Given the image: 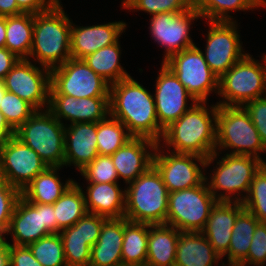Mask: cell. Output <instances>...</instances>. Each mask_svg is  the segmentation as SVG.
Instances as JSON below:
<instances>
[{
  "instance_id": "6da1fadb",
  "label": "cell",
  "mask_w": 266,
  "mask_h": 266,
  "mask_svg": "<svg viewBox=\"0 0 266 266\" xmlns=\"http://www.w3.org/2000/svg\"><path fill=\"white\" fill-rule=\"evenodd\" d=\"M110 117L119 120L132 137L160 144L164 129L159 125L153 95L131 76L110 85Z\"/></svg>"
},
{
  "instance_id": "7a4b0ae2",
  "label": "cell",
  "mask_w": 266,
  "mask_h": 266,
  "mask_svg": "<svg viewBox=\"0 0 266 266\" xmlns=\"http://www.w3.org/2000/svg\"><path fill=\"white\" fill-rule=\"evenodd\" d=\"M217 109V104L209 110L206 102H192L188 111L164 129L161 142L163 140L169 150L172 146L173 153L209 158L216 147Z\"/></svg>"
},
{
  "instance_id": "3957f363",
  "label": "cell",
  "mask_w": 266,
  "mask_h": 266,
  "mask_svg": "<svg viewBox=\"0 0 266 266\" xmlns=\"http://www.w3.org/2000/svg\"><path fill=\"white\" fill-rule=\"evenodd\" d=\"M61 5L58 1L51 9L34 14L33 44L28 59L35 58L33 61L50 70L71 58L72 20Z\"/></svg>"
},
{
  "instance_id": "277c9868",
  "label": "cell",
  "mask_w": 266,
  "mask_h": 266,
  "mask_svg": "<svg viewBox=\"0 0 266 266\" xmlns=\"http://www.w3.org/2000/svg\"><path fill=\"white\" fill-rule=\"evenodd\" d=\"M128 184L124 217L132 222L166 224L169 192L157 169L152 165Z\"/></svg>"
},
{
  "instance_id": "5b68a950",
  "label": "cell",
  "mask_w": 266,
  "mask_h": 266,
  "mask_svg": "<svg viewBox=\"0 0 266 266\" xmlns=\"http://www.w3.org/2000/svg\"><path fill=\"white\" fill-rule=\"evenodd\" d=\"M226 148L233 149L227 154L250 155L264 161L260 154L266 153V148L249 113L242 106H218L215 152Z\"/></svg>"
},
{
  "instance_id": "8992f818",
  "label": "cell",
  "mask_w": 266,
  "mask_h": 266,
  "mask_svg": "<svg viewBox=\"0 0 266 266\" xmlns=\"http://www.w3.org/2000/svg\"><path fill=\"white\" fill-rule=\"evenodd\" d=\"M48 109L36 110L15 136L32 148L48 167L65 164V126Z\"/></svg>"
},
{
  "instance_id": "52a82bcc",
  "label": "cell",
  "mask_w": 266,
  "mask_h": 266,
  "mask_svg": "<svg viewBox=\"0 0 266 266\" xmlns=\"http://www.w3.org/2000/svg\"><path fill=\"white\" fill-rule=\"evenodd\" d=\"M209 178L198 186L170 192L168 194V210L166 224L175 227L180 232H201L216 198L206 184Z\"/></svg>"
},
{
  "instance_id": "ba28073f",
  "label": "cell",
  "mask_w": 266,
  "mask_h": 266,
  "mask_svg": "<svg viewBox=\"0 0 266 266\" xmlns=\"http://www.w3.org/2000/svg\"><path fill=\"white\" fill-rule=\"evenodd\" d=\"M218 95L225 99L217 102L218 106L242 107L266 96L262 62L247 53L219 78Z\"/></svg>"
},
{
  "instance_id": "9c48e42d",
  "label": "cell",
  "mask_w": 266,
  "mask_h": 266,
  "mask_svg": "<svg viewBox=\"0 0 266 266\" xmlns=\"http://www.w3.org/2000/svg\"><path fill=\"white\" fill-rule=\"evenodd\" d=\"M225 155L217 162L218 167L212 170L213 174H210L211 178L207 183L209 191L217 201L242 202L249 191L255 173L263 165V161L250 155ZM220 190L223 193L218 194ZM243 192L246 193L242 197L240 194ZM232 194L237 196L234 198Z\"/></svg>"
},
{
  "instance_id": "30bf717a",
  "label": "cell",
  "mask_w": 266,
  "mask_h": 266,
  "mask_svg": "<svg viewBox=\"0 0 266 266\" xmlns=\"http://www.w3.org/2000/svg\"><path fill=\"white\" fill-rule=\"evenodd\" d=\"M159 145L161 144H157L154 151L153 166L160 173L169 193L200 185L206 176L203 174V167H209L219 154L215 152L207 159L197 154L169 152L165 155L161 152L162 146Z\"/></svg>"
},
{
  "instance_id": "8fae6325",
  "label": "cell",
  "mask_w": 266,
  "mask_h": 266,
  "mask_svg": "<svg viewBox=\"0 0 266 266\" xmlns=\"http://www.w3.org/2000/svg\"><path fill=\"white\" fill-rule=\"evenodd\" d=\"M110 84L95 73L83 59L70 58L51 69L49 94L74 98L109 97Z\"/></svg>"
},
{
  "instance_id": "7c38bea8",
  "label": "cell",
  "mask_w": 266,
  "mask_h": 266,
  "mask_svg": "<svg viewBox=\"0 0 266 266\" xmlns=\"http://www.w3.org/2000/svg\"><path fill=\"white\" fill-rule=\"evenodd\" d=\"M164 64L178 77L196 102H206L211 92L218 94L219 78L205 61L203 51L194 45L172 55Z\"/></svg>"
},
{
  "instance_id": "4fadbf2b",
  "label": "cell",
  "mask_w": 266,
  "mask_h": 266,
  "mask_svg": "<svg viewBox=\"0 0 266 266\" xmlns=\"http://www.w3.org/2000/svg\"><path fill=\"white\" fill-rule=\"evenodd\" d=\"M8 233L12 245H25L57 233V219L53 204L30 203L20 197L11 216Z\"/></svg>"
},
{
  "instance_id": "5bb4252c",
  "label": "cell",
  "mask_w": 266,
  "mask_h": 266,
  "mask_svg": "<svg viewBox=\"0 0 266 266\" xmlns=\"http://www.w3.org/2000/svg\"><path fill=\"white\" fill-rule=\"evenodd\" d=\"M47 168L39 155L15 135L0 146V180L20 192Z\"/></svg>"
},
{
  "instance_id": "9a60e30c",
  "label": "cell",
  "mask_w": 266,
  "mask_h": 266,
  "mask_svg": "<svg viewBox=\"0 0 266 266\" xmlns=\"http://www.w3.org/2000/svg\"><path fill=\"white\" fill-rule=\"evenodd\" d=\"M209 27L203 55L211 71L220 78L246 53L239 39L236 20L209 21Z\"/></svg>"
},
{
  "instance_id": "2e32d148",
  "label": "cell",
  "mask_w": 266,
  "mask_h": 266,
  "mask_svg": "<svg viewBox=\"0 0 266 266\" xmlns=\"http://www.w3.org/2000/svg\"><path fill=\"white\" fill-rule=\"evenodd\" d=\"M31 63L29 59H19L3 79L8 92L28 102L35 110L46 109L49 105L51 70Z\"/></svg>"
},
{
  "instance_id": "e0dca14e",
  "label": "cell",
  "mask_w": 266,
  "mask_h": 266,
  "mask_svg": "<svg viewBox=\"0 0 266 266\" xmlns=\"http://www.w3.org/2000/svg\"><path fill=\"white\" fill-rule=\"evenodd\" d=\"M198 18L201 19V15L193 5L183 12L152 15L149 27L152 39L166 49L162 63L172 55L195 45L189 36V30L191 22Z\"/></svg>"
},
{
  "instance_id": "ac0fdd59",
  "label": "cell",
  "mask_w": 266,
  "mask_h": 266,
  "mask_svg": "<svg viewBox=\"0 0 266 266\" xmlns=\"http://www.w3.org/2000/svg\"><path fill=\"white\" fill-rule=\"evenodd\" d=\"M154 102L159 125L165 129L179 119L191 107L187 100L196 102L179 81L174 72L164 63L155 84Z\"/></svg>"
},
{
  "instance_id": "d6986e66",
  "label": "cell",
  "mask_w": 266,
  "mask_h": 266,
  "mask_svg": "<svg viewBox=\"0 0 266 266\" xmlns=\"http://www.w3.org/2000/svg\"><path fill=\"white\" fill-rule=\"evenodd\" d=\"M61 123L62 119L71 124L99 122L110 118L109 97L74 98L64 94H49L47 108Z\"/></svg>"
},
{
  "instance_id": "ffe728a7",
  "label": "cell",
  "mask_w": 266,
  "mask_h": 266,
  "mask_svg": "<svg viewBox=\"0 0 266 266\" xmlns=\"http://www.w3.org/2000/svg\"><path fill=\"white\" fill-rule=\"evenodd\" d=\"M157 144L155 141L144 137L129 139L111 155L118 177L125 180L128 185L129 182L145 173L153 165V151H155Z\"/></svg>"
},
{
  "instance_id": "44dd1931",
  "label": "cell",
  "mask_w": 266,
  "mask_h": 266,
  "mask_svg": "<svg viewBox=\"0 0 266 266\" xmlns=\"http://www.w3.org/2000/svg\"><path fill=\"white\" fill-rule=\"evenodd\" d=\"M74 25L72 22L70 37V53L74 59H83L103 47L116 43L126 28L123 21L86 27Z\"/></svg>"
},
{
  "instance_id": "7402d4cb",
  "label": "cell",
  "mask_w": 266,
  "mask_h": 266,
  "mask_svg": "<svg viewBox=\"0 0 266 266\" xmlns=\"http://www.w3.org/2000/svg\"><path fill=\"white\" fill-rule=\"evenodd\" d=\"M65 164H73L79 171L99 154L97 148V122L65 125Z\"/></svg>"
},
{
  "instance_id": "603a6c76",
  "label": "cell",
  "mask_w": 266,
  "mask_h": 266,
  "mask_svg": "<svg viewBox=\"0 0 266 266\" xmlns=\"http://www.w3.org/2000/svg\"><path fill=\"white\" fill-rule=\"evenodd\" d=\"M244 210L242 202L217 201L210 211L205 228L201 231L221 257H225L237 216Z\"/></svg>"
},
{
  "instance_id": "cb8c5ba5",
  "label": "cell",
  "mask_w": 266,
  "mask_h": 266,
  "mask_svg": "<svg viewBox=\"0 0 266 266\" xmlns=\"http://www.w3.org/2000/svg\"><path fill=\"white\" fill-rule=\"evenodd\" d=\"M124 217L106 219L97 242L91 247L89 266H123Z\"/></svg>"
},
{
  "instance_id": "d4e9b609",
  "label": "cell",
  "mask_w": 266,
  "mask_h": 266,
  "mask_svg": "<svg viewBox=\"0 0 266 266\" xmlns=\"http://www.w3.org/2000/svg\"><path fill=\"white\" fill-rule=\"evenodd\" d=\"M84 194L89 213L109 218H122L125 215V194L118 183L88 182Z\"/></svg>"
},
{
  "instance_id": "484cf974",
  "label": "cell",
  "mask_w": 266,
  "mask_h": 266,
  "mask_svg": "<svg viewBox=\"0 0 266 266\" xmlns=\"http://www.w3.org/2000/svg\"><path fill=\"white\" fill-rule=\"evenodd\" d=\"M220 259L202 232H180L174 266H213Z\"/></svg>"
},
{
  "instance_id": "4316f807",
  "label": "cell",
  "mask_w": 266,
  "mask_h": 266,
  "mask_svg": "<svg viewBox=\"0 0 266 266\" xmlns=\"http://www.w3.org/2000/svg\"><path fill=\"white\" fill-rule=\"evenodd\" d=\"M179 234L168 224H149L146 266H174Z\"/></svg>"
},
{
  "instance_id": "83f0119b",
  "label": "cell",
  "mask_w": 266,
  "mask_h": 266,
  "mask_svg": "<svg viewBox=\"0 0 266 266\" xmlns=\"http://www.w3.org/2000/svg\"><path fill=\"white\" fill-rule=\"evenodd\" d=\"M61 167H48L39 173L22 191L21 197L30 203L54 204L74 182L67 179L61 183L58 176Z\"/></svg>"
},
{
  "instance_id": "f1b7e54d",
  "label": "cell",
  "mask_w": 266,
  "mask_h": 266,
  "mask_svg": "<svg viewBox=\"0 0 266 266\" xmlns=\"http://www.w3.org/2000/svg\"><path fill=\"white\" fill-rule=\"evenodd\" d=\"M34 14L6 17L5 47L20 59H28L33 44Z\"/></svg>"
},
{
  "instance_id": "f546056e",
  "label": "cell",
  "mask_w": 266,
  "mask_h": 266,
  "mask_svg": "<svg viewBox=\"0 0 266 266\" xmlns=\"http://www.w3.org/2000/svg\"><path fill=\"white\" fill-rule=\"evenodd\" d=\"M149 224L124 217L123 266H146Z\"/></svg>"
},
{
  "instance_id": "4dcf8cb0",
  "label": "cell",
  "mask_w": 266,
  "mask_h": 266,
  "mask_svg": "<svg viewBox=\"0 0 266 266\" xmlns=\"http://www.w3.org/2000/svg\"><path fill=\"white\" fill-rule=\"evenodd\" d=\"M119 42L103 47L83 58L85 63L110 85L130 77L119 61L121 56Z\"/></svg>"
},
{
  "instance_id": "1f68e13d",
  "label": "cell",
  "mask_w": 266,
  "mask_h": 266,
  "mask_svg": "<svg viewBox=\"0 0 266 266\" xmlns=\"http://www.w3.org/2000/svg\"><path fill=\"white\" fill-rule=\"evenodd\" d=\"M260 221L249 211L244 209L235 221L227 252L228 266H238L247 256L252 237Z\"/></svg>"
},
{
  "instance_id": "d6a6232c",
  "label": "cell",
  "mask_w": 266,
  "mask_h": 266,
  "mask_svg": "<svg viewBox=\"0 0 266 266\" xmlns=\"http://www.w3.org/2000/svg\"><path fill=\"white\" fill-rule=\"evenodd\" d=\"M57 219V233L73 226L88 211L85 196L79 183L74 181L53 204Z\"/></svg>"
},
{
  "instance_id": "836d02e7",
  "label": "cell",
  "mask_w": 266,
  "mask_h": 266,
  "mask_svg": "<svg viewBox=\"0 0 266 266\" xmlns=\"http://www.w3.org/2000/svg\"><path fill=\"white\" fill-rule=\"evenodd\" d=\"M193 6L208 21H233L230 11H246L262 6L266 0H193ZM232 18V19H231Z\"/></svg>"
},
{
  "instance_id": "e575fe53",
  "label": "cell",
  "mask_w": 266,
  "mask_h": 266,
  "mask_svg": "<svg viewBox=\"0 0 266 266\" xmlns=\"http://www.w3.org/2000/svg\"><path fill=\"white\" fill-rule=\"evenodd\" d=\"M67 266H89L91 246L82 235V218L60 231Z\"/></svg>"
},
{
  "instance_id": "d590c367",
  "label": "cell",
  "mask_w": 266,
  "mask_h": 266,
  "mask_svg": "<svg viewBox=\"0 0 266 266\" xmlns=\"http://www.w3.org/2000/svg\"><path fill=\"white\" fill-rule=\"evenodd\" d=\"M131 138L125 125L113 117L97 122L99 155L111 156Z\"/></svg>"
},
{
  "instance_id": "8d00e7d4",
  "label": "cell",
  "mask_w": 266,
  "mask_h": 266,
  "mask_svg": "<svg viewBox=\"0 0 266 266\" xmlns=\"http://www.w3.org/2000/svg\"><path fill=\"white\" fill-rule=\"evenodd\" d=\"M35 259L43 266H67L62 239L52 233L28 245Z\"/></svg>"
},
{
  "instance_id": "74e56055",
  "label": "cell",
  "mask_w": 266,
  "mask_h": 266,
  "mask_svg": "<svg viewBox=\"0 0 266 266\" xmlns=\"http://www.w3.org/2000/svg\"><path fill=\"white\" fill-rule=\"evenodd\" d=\"M242 205L260 222L266 223V167L264 165L255 173Z\"/></svg>"
},
{
  "instance_id": "f35d334b",
  "label": "cell",
  "mask_w": 266,
  "mask_h": 266,
  "mask_svg": "<svg viewBox=\"0 0 266 266\" xmlns=\"http://www.w3.org/2000/svg\"><path fill=\"white\" fill-rule=\"evenodd\" d=\"M0 104V112L14 131L36 111L28 102L8 91L5 92Z\"/></svg>"
},
{
  "instance_id": "ab89813d",
  "label": "cell",
  "mask_w": 266,
  "mask_h": 266,
  "mask_svg": "<svg viewBox=\"0 0 266 266\" xmlns=\"http://www.w3.org/2000/svg\"><path fill=\"white\" fill-rule=\"evenodd\" d=\"M193 5V0H123L125 9L145 11L151 15L166 12H183Z\"/></svg>"
},
{
  "instance_id": "60d3db41",
  "label": "cell",
  "mask_w": 266,
  "mask_h": 266,
  "mask_svg": "<svg viewBox=\"0 0 266 266\" xmlns=\"http://www.w3.org/2000/svg\"><path fill=\"white\" fill-rule=\"evenodd\" d=\"M80 173L87 182L92 183H117L119 179L111 156L98 155Z\"/></svg>"
},
{
  "instance_id": "b9f144b4",
  "label": "cell",
  "mask_w": 266,
  "mask_h": 266,
  "mask_svg": "<svg viewBox=\"0 0 266 266\" xmlns=\"http://www.w3.org/2000/svg\"><path fill=\"white\" fill-rule=\"evenodd\" d=\"M20 197L21 192L18 189L0 180V240H4V234H8L11 216Z\"/></svg>"
},
{
  "instance_id": "7bdbcfd3",
  "label": "cell",
  "mask_w": 266,
  "mask_h": 266,
  "mask_svg": "<svg viewBox=\"0 0 266 266\" xmlns=\"http://www.w3.org/2000/svg\"><path fill=\"white\" fill-rule=\"evenodd\" d=\"M266 223L259 222L255 228L248 256L238 266H264L266 263Z\"/></svg>"
},
{
  "instance_id": "ee69618b",
  "label": "cell",
  "mask_w": 266,
  "mask_h": 266,
  "mask_svg": "<svg viewBox=\"0 0 266 266\" xmlns=\"http://www.w3.org/2000/svg\"><path fill=\"white\" fill-rule=\"evenodd\" d=\"M243 107L249 113L251 121L266 148V96L254 99Z\"/></svg>"
},
{
  "instance_id": "f6af8a7d",
  "label": "cell",
  "mask_w": 266,
  "mask_h": 266,
  "mask_svg": "<svg viewBox=\"0 0 266 266\" xmlns=\"http://www.w3.org/2000/svg\"><path fill=\"white\" fill-rule=\"evenodd\" d=\"M3 241L9 244V266H43L34 258L29 246L12 245L6 238Z\"/></svg>"
},
{
  "instance_id": "bcb514c9",
  "label": "cell",
  "mask_w": 266,
  "mask_h": 266,
  "mask_svg": "<svg viewBox=\"0 0 266 266\" xmlns=\"http://www.w3.org/2000/svg\"><path fill=\"white\" fill-rule=\"evenodd\" d=\"M107 218L87 212L82 217V235L92 247L98 240L101 226Z\"/></svg>"
},
{
  "instance_id": "7dc6e473",
  "label": "cell",
  "mask_w": 266,
  "mask_h": 266,
  "mask_svg": "<svg viewBox=\"0 0 266 266\" xmlns=\"http://www.w3.org/2000/svg\"><path fill=\"white\" fill-rule=\"evenodd\" d=\"M60 0H16L23 13L37 14L51 9Z\"/></svg>"
},
{
  "instance_id": "c3c4849f",
  "label": "cell",
  "mask_w": 266,
  "mask_h": 266,
  "mask_svg": "<svg viewBox=\"0 0 266 266\" xmlns=\"http://www.w3.org/2000/svg\"><path fill=\"white\" fill-rule=\"evenodd\" d=\"M19 59L20 58L10 52L6 47L0 48V80L5 78Z\"/></svg>"
},
{
  "instance_id": "681fc988",
  "label": "cell",
  "mask_w": 266,
  "mask_h": 266,
  "mask_svg": "<svg viewBox=\"0 0 266 266\" xmlns=\"http://www.w3.org/2000/svg\"><path fill=\"white\" fill-rule=\"evenodd\" d=\"M23 13L17 5L16 0H0V16L9 17Z\"/></svg>"
},
{
  "instance_id": "f907efd6",
  "label": "cell",
  "mask_w": 266,
  "mask_h": 266,
  "mask_svg": "<svg viewBox=\"0 0 266 266\" xmlns=\"http://www.w3.org/2000/svg\"><path fill=\"white\" fill-rule=\"evenodd\" d=\"M15 135V131L6 122L4 115L0 112V146Z\"/></svg>"
},
{
  "instance_id": "816d5d0a",
  "label": "cell",
  "mask_w": 266,
  "mask_h": 266,
  "mask_svg": "<svg viewBox=\"0 0 266 266\" xmlns=\"http://www.w3.org/2000/svg\"><path fill=\"white\" fill-rule=\"evenodd\" d=\"M0 266H9V244L0 240Z\"/></svg>"
},
{
  "instance_id": "f5cc1de1",
  "label": "cell",
  "mask_w": 266,
  "mask_h": 266,
  "mask_svg": "<svg viewBox=\"0 0 266 266\" xmlns=\"http://www.w3.org/2000/svg\"><path fill=\"white\" fill-rule=\"evenodd\" d=\"M6 43V17L0 16V48Z\"/></svg>"
},
{
  "instance_id": "db71d44e",
  "label": "cell",
  "mask_w": 266,
  "mask_h": 266,
  "mask_svg": "<svg viewBox=\"0 0 266 266\" xmlns=\"http://www.w3.org/2000/svg\"><path fill=\"white\" fill-rule=\"evenodd\" d=\"M6 91H7V89L5 88L4 81L0 80V103L2 102V99H3L4 94H5Z\"/></svg>"
},
{
  "instance_id": "11a10c76",
  "label": "cell",
  "mask_w": 266,
  "mask_h": 266,
  "mask_svg": "<svg viewBox=\"0 0 266 266\" xmlns=\"http://www.w3.org/2000/svg\"><path fill=\"white\" fill-rule=\"evenodd\" d=\"M261 58H263V61H264V64L262 63V66L264 69L265 92H266V55H263Z\"/></svg>"
},
{
  "instance_id": "9f6ffc18",
  "label": "cell",
  "mask_w": 266,
  "mask_h": 266,
  "mask_svg": "<svg viewBox=\"0 0 266 266\" xmlns=\"http://www.w3.org/2000/svg\"><path fill=\"white\" fill-rule=\"evenodd\" d=\"M263 165L266 167V161L265 160L263 161Z\"/></svg>"
}]
</instances>
